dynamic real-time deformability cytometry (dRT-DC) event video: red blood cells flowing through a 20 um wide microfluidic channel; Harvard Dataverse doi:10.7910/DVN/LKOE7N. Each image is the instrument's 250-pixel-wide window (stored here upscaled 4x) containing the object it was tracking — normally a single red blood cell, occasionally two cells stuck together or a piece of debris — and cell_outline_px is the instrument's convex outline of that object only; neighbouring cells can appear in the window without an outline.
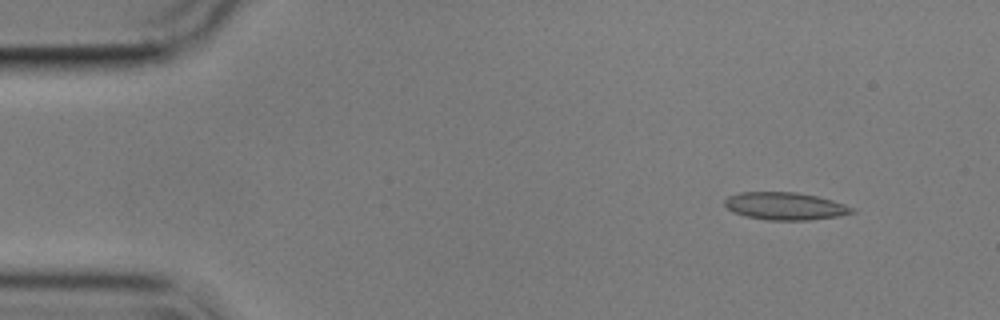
{"species": "common noctule bat (a hibernating species)", "species_latin": "Nyctalus noctula", "temperature_condition": "cold", "stored_images_in_passage": 56, "camera_frame_rate_fps": 3000, "um_per_image_px": 0.085, "animal": {"sex": "male", "body_mass_g": 17.9}, "frame": {"image": 1, "passage_image": 6, "time_ms": 1.667, "image_size_px": [1000, 320], "cell_outline_px": [[856, 212], [840, 216], [808, 220], [768, 220], [744, 216], [732, 212], [724, 204], [724, 200], [728, 196], [740, 192], [796, 192], [816, 196], [832, 200], [844, 204], [852, 208]], "centroid_in_image_um": [66.71, 17.52], "position_along_channel_um": 18.3, "area_um2": 20.46}}
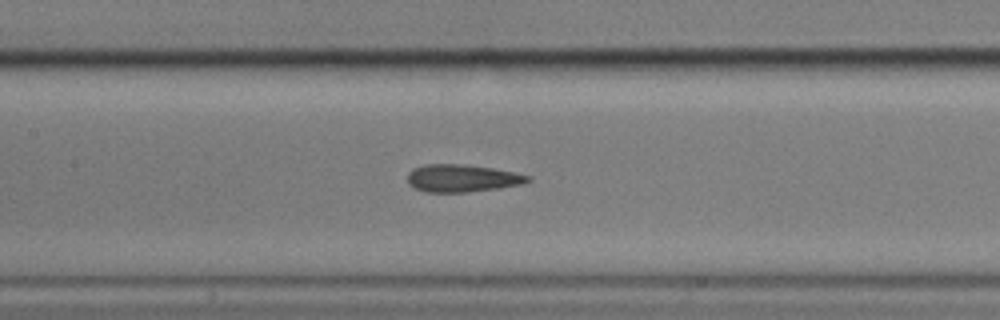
{"frame": {"image": 2, "passage_image": 26, "time_ms": 8.333, "image_size_px": [1000, 320], "cell_outline_px": [[532, 180], [524, 184], [500, 188], [468, 192], [424, 192], [408, 184], [408, 172], [412, 168], [424, 164], [464, 164], [492, 168], [516, 172], [532, 176]], "centroid_in_image_um": [39.31, 15.14], "position_along_channel_um": 168.1, "area_um2": 19.59}}
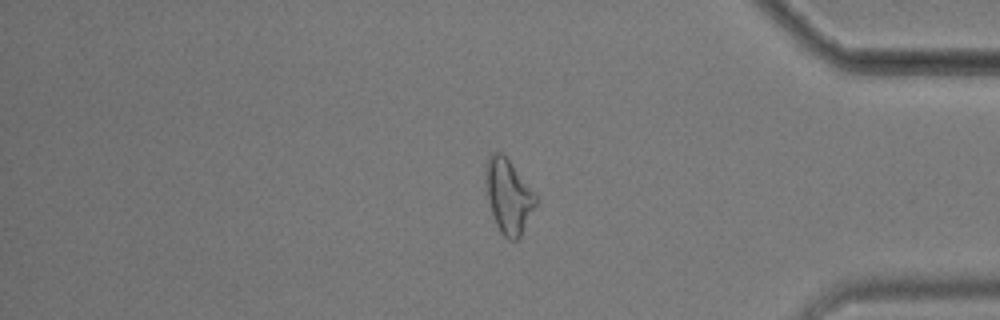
{"frame": {"image": 3, "passage_image": 47, "time_ms": 15.333, "image_size_px": [1000, 320], "cell_outline_px": [[536, 204], [520, 236], [516, 240], [508, 240], [500, 232], [496, 224], [488, 200], [484, 172], [484, 164], [488, 156], [492, 152], [504, 152], [536, 196]], "centroid_in_image_um": [43.17, 16.62], "position_along_channel_um": 392.0, "area_um2": 21.56}, "authors_computed_cell_mechanics": {"area_um2": 20.2589, "velocity_mm_per_s": 3.5477, "shape_relaxation_time_tau1_ms": 5.5653, "shape_relaxation_time_tau2_ms": 1.8302, "deformation_change_tau1": 0.1527, "deformation_change_tau2": 0.1025}}